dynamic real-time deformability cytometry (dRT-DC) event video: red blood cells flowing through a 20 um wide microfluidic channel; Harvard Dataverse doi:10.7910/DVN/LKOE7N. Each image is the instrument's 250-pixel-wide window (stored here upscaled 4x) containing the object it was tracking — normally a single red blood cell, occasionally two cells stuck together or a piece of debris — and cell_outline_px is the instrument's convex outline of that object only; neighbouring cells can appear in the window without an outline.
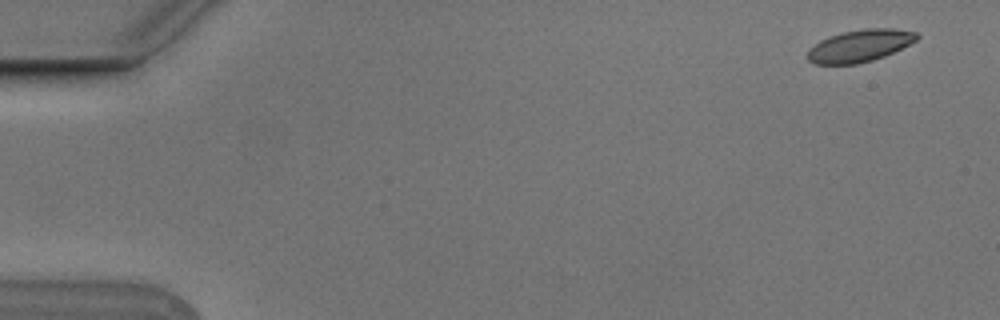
{"species": "Egyptian fruit bat (a non-hibernating species)", "species_latin": "Rousettus aegyptiacus", "temperature_condition": "cold", "stored_images_in_passage": 5, "camera_frame_rate_fps": 3000, "um_per_image_px": 0.085, "animal": {"sex": "male"}, "frame": {"image": 1, "passage_image": 1, "time_ms": 0.0, "image_size_px": [1000, 320], "cell_outline_px": [[920, 36], [916, 40], [884, 56], [872, 60], [856, 64], [816, 64], [808, 60], [808, 48], [820, 40], [828, 36], [844, 32], [864, 28], [892, 28], [916, 32]], "centroid_in_image_um": [73.05, 3.88], "position_along_channel_um": 11.9, "area_um2": 20.35}}
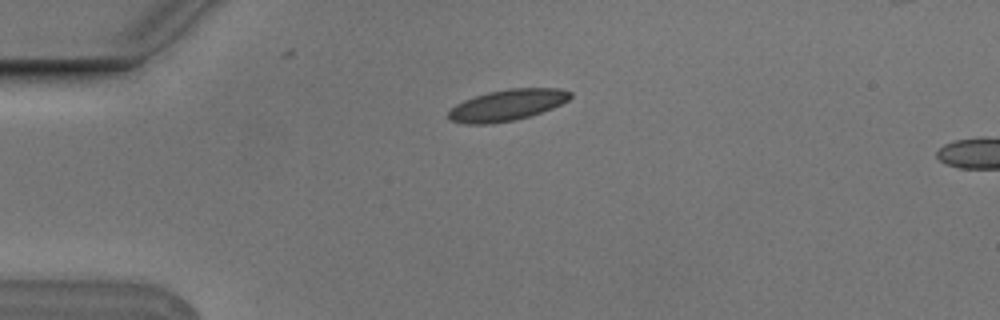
{"frame": {"image": 2, "passage_image": 4, "time_ms": 1.0, "image_size_px": [1000, 320], "cell_outline_px": [[572, 96], [568, 100], [552, 108], [516, 120], [488, 124], [468, 124], [452, 120], [448, 116], [448, 112], [456, 104], [464, 100], [488, 92], [508, 88], [560, 88], [572, 92]], "centroid_in_image_um": [43.13, 8.92], "position_along_channel_um": 41.9, "area_um2": 21.96}}